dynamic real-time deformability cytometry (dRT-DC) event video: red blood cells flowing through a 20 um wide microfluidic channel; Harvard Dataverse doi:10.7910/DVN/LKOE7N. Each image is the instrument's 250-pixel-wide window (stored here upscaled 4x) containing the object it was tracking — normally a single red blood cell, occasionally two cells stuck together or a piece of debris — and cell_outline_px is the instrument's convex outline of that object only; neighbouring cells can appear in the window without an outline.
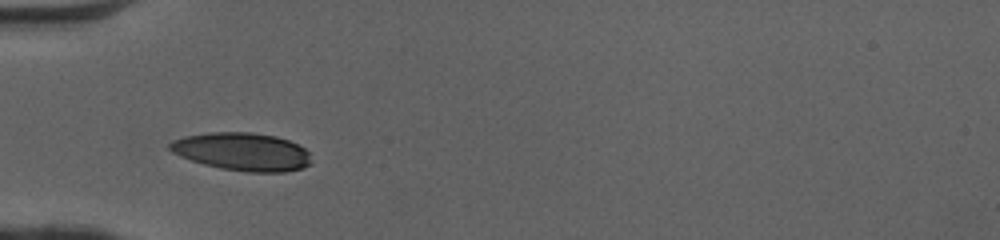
{"species": "human", "species_latin": "Homo sapiens", "temperature_condition": "cold", "stored_images_in_passage": 21, "camera_frame_rate_fps": 3000, "um_per_image_px": 0.085, "donor": {"sex": "female"}, "frame": {"image": 1, "passage_image": 1, "time_ms": 0.0, "image_size_px": [1000, 240], "cell_outline_px": [[312, 164], [304, 168], [284, 172], [248, 172], [220, 168], [204, 164], [180, 156], [172, 152], [168, 148], [168, 144], [172, 140], [184, 136], [208, 132], [252, 132], [276, 136], [288, 140], [304, 148], [308, 152]], "centroid_in_image_um": [20.59, 12.89], "position_along_channel_um": 64.4, "area_um2": 31.44}}
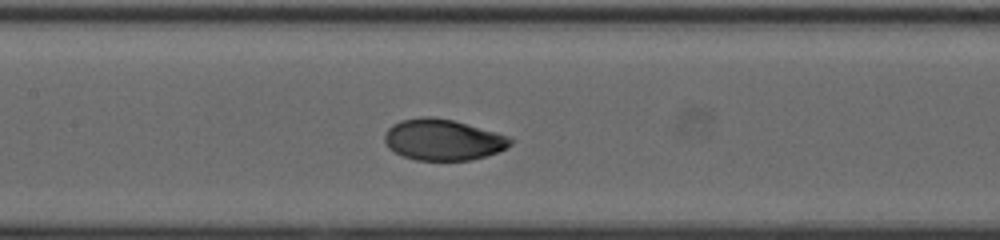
{"frame": {"image": 2, "passage_image": 9, "time_ms": 2.667, "image_size_px": [1000, 240], "cell_outline_px": [[516, 140], [508, 148], [472, 160], [416, 160], [404, 156], [388, 148], [384, 140], [384, 136], [388, 128], [392, 124], [400, 120], [420, 116], [432, 116], [452, 120], [512, 136]], "centroid_in_image_um": [37.68, 11.86], "position_along_channel_um": 169.7, "area_um2": 30.4}}
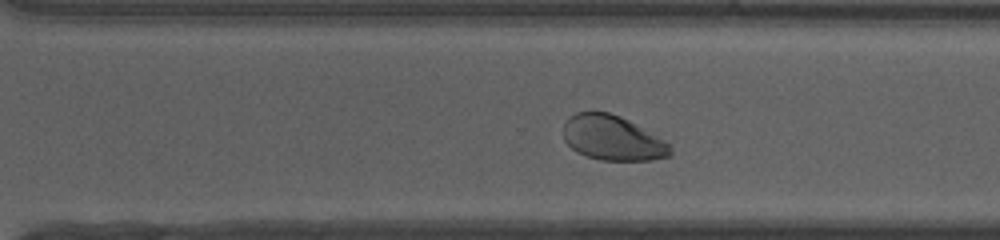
{"frame": {"image": 3, "passage_image": 20, "time_ms": 6.333, "image_size_px": [1000, 240], "cell_outline_px": [[672, 156], [652, 160], [600, 160], [576, 152], [564, 140], [564, 120], [568, 116], [576, 112], [608, 112], [620, 116], [628, 120], [672, 144]], "centroid_in_image_um": [52.08, 11.73], "position_along_channel_um": 318.5, "area_um2": 28.09}}